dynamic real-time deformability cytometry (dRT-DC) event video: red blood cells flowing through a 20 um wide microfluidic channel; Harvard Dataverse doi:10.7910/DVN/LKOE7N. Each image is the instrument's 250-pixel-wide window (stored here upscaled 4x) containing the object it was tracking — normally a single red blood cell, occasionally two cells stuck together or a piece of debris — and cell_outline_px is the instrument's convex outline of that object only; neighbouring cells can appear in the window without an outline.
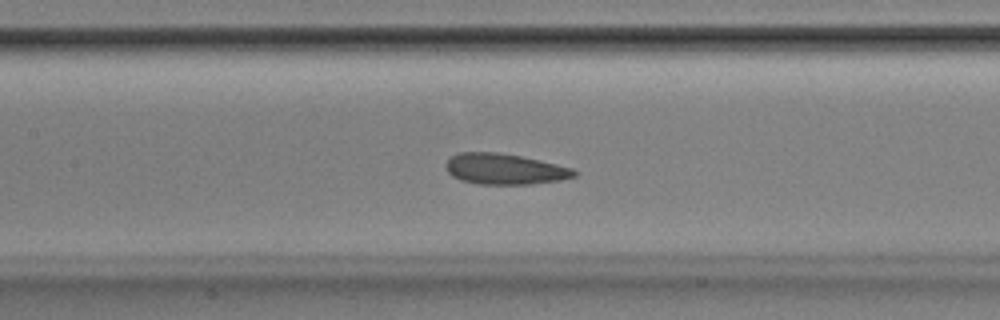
{"species": "Egyptian fruit bat (a non-hibernating species)", "species_latin": "Rousettus aegyptiacus", "temperature_condition": "room temperature", "stored_images_in_passage": 52, "camera_frame_rate_fps": 3000, "um_per_image_px": 0.085, "animal": {"sex": "male"}, "frame": {"image": 1, "passage_image": 24, "time_ms": 7.667, "image_size_px": [1000, 320], "cell_outline_px": [[576, 176], [560, 180], [528, 184], [480, 184], [460, 180], [452, 176], [448, 172], [444, 164], [452, 156], [460, 152], [496, 152], [520, 156], [540, 160], [572, 168], [576, 172]], "centroid_in_image_um": [42.87, 14.36], "position_along_channel_um": 164.5, "area_um2": 22.89}}
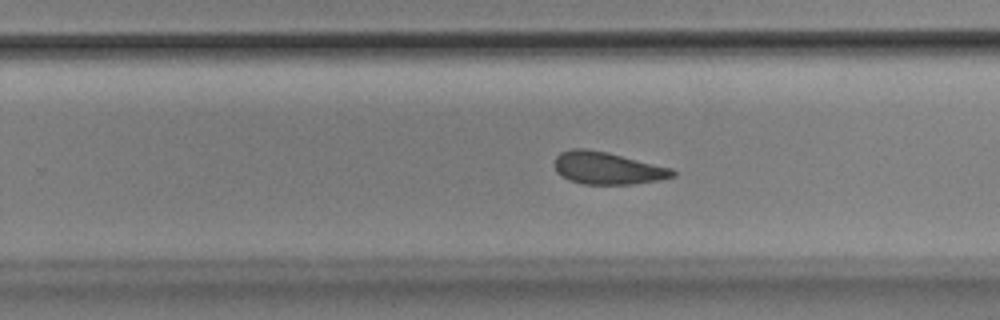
{"frame": {"image": 2, "passage_image": 33, "time_ms": 10.667, "image_size_px": [1000, 320], "cell_outline_px": [[676, 176], [660, 180], [632, 184], [584, 184], [568, 180], [556, 172], [556, 156], [560, 152], [572, 148], [584, 148], [608, 152], [672, 168], [676, 172]], "centroid_in_image_um": [51.65, 14.29], "position_along_channel_um": 278.2, "area_um2": 22.31}}
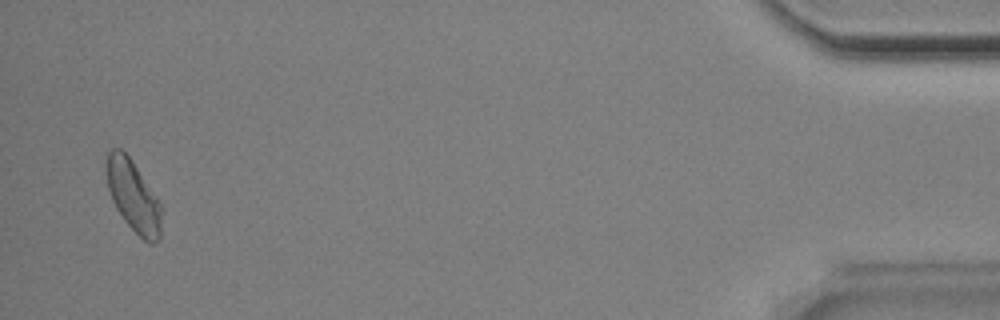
{"frame": {"image": 3, "passage_image": 51, "time_ms": 16.667, "image_size_px": [1000, 320], "cell_outline_px": [[160, 240], [152, 244], [148, 244], [124, 220], [116, 208], [112, 200], [108, 188], [104, 164], [104, 160], [108, 152], [112, 148], [120, 148], [132, 160], [160, 204]], "centroid_in_image_um": [11.28, 16.64], "position_along_channel_um": 423.9, "area_um2": 22.66}, "authors_computed_cell_mechanics": {"area_um2": 23.2934, "velocity_mm_per_s": 3.8143, "shape_relaxation_time_tau1_ms": 4.4361, "shape_relaxation_time_tau2_ms": 2.0812, "deformation_change_tau1": 0.1067, "deformation_change_tau2": 0.0623}}